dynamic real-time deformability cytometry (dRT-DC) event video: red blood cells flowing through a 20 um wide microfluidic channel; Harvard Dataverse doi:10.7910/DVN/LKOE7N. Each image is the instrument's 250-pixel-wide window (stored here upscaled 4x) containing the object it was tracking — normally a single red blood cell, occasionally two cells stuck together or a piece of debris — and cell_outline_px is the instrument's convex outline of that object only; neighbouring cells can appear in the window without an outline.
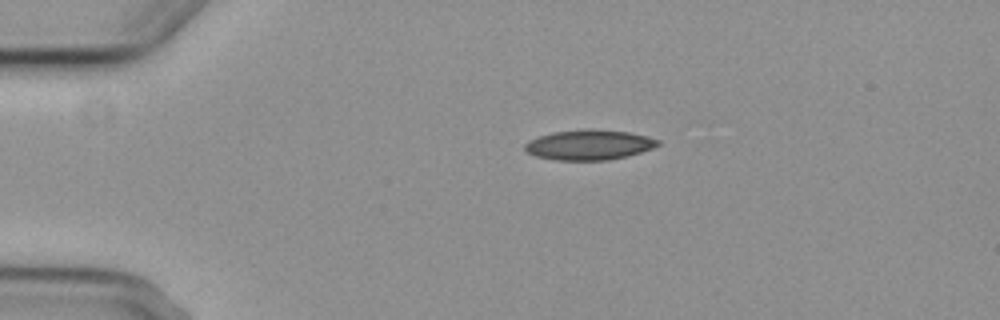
{"species": "common noctule bat (a hibernating species)", "species_latin": "Nyctalus noctula", "temperature_condition": "cold", "stored_images_in_passage": 3, "camera_frame_rate_fps": 3000, "um_per_image_px": 0.085, "animal": {"sex": "female", "body_mass_g": 29.2, "forearm_length_mm": 56.3}, "frame": {"image": 1, "passage_image": 1, "time_ms": 0.0, "image_size_px": [1000, 320], "cell_outline_px": [[660, 144], [652, 148], [628, 156], [608, 160], [556, 160], [536, 156], [528, 152], [524, 148], [524, 144], [528, 140], [536, 136], [552, 132], [584, 128], [596, 128], [628, 132], [660, 140]], "centroid_in_image_um": [50.03, 12.29], "position_along_channel_um": 35.0, "area_um2": 23.58}}
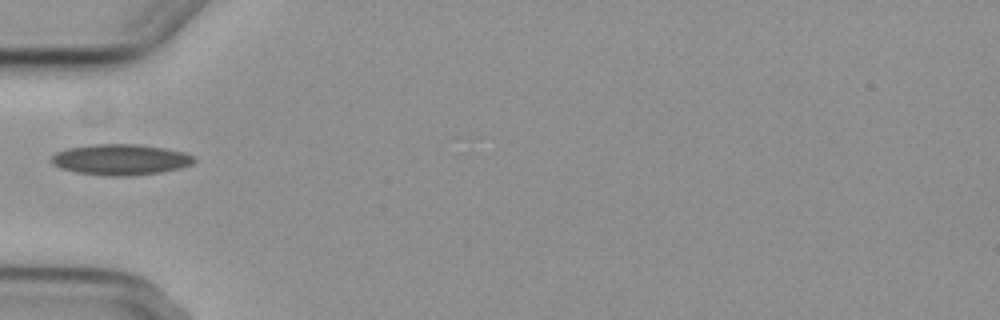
{"frame": {"image": 2, "passage_image": 3, "time_ms": 2.333, "image_size_px": [1000, 320], "cell_outline_px": [[196, 160], [192, 164], [180, 168], [160, 172], [128, 176], [104, 176], [76, 172], [60, 168], [52, 164], [48, 160], [56, 152], [68, 148], [92, 144], [136, 144], [164, 148], [184, 152], [196, 156]], "centroid_in_image_um": [10.23, 13.56], "position_along_channel_um": 74.8, "area_um2": 25.84}}